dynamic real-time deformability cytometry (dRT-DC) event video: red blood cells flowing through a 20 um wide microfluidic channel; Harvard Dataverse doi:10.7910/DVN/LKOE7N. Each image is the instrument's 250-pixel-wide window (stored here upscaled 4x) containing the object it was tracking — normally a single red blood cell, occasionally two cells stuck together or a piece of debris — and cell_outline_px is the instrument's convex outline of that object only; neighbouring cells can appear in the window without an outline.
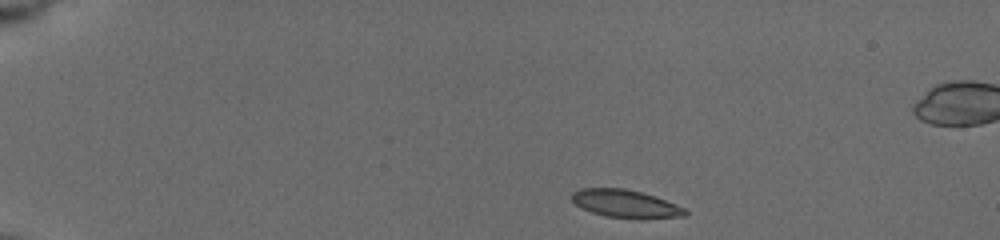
{"species": "common noctule bat (a hibernating species)", "species_latin": "Nyctalus noctula", "temperature_condition": "cold", "stored_images_in_passage": 46, "camera_frame_rate_fps": 3000, "um_per_image_px": 0.085, "animal": {"sex": "female", "body_mass_g": 19.5, "forearm_length_mm": 54.1}, "frame": {"image": 1, "passage_image": 1, "time_ms": 0.0, "image_size_px": [1000, 240], "cell_outline_px": [[688, 216], [644, 220], [636, 220], [604, 216], [592, 212], [576, 204], [568, 196], [572, 192], [580, 188], [624, 188], [656, 196], [684, 208], [688, 212]], "centroid_in_image_um": [53.2, 17.34], "position_along_channel_um": 31.8, "area_um2": 18.9}}
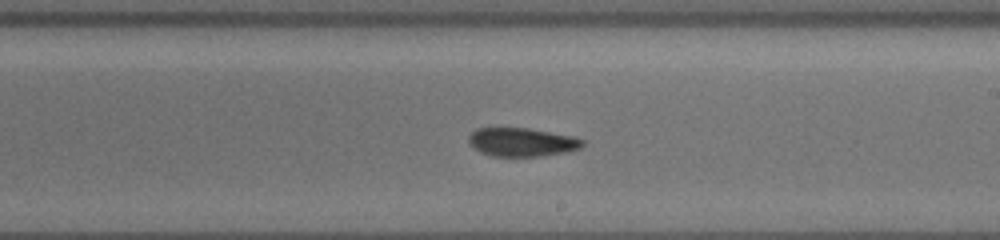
{"frame": {"image": 2, "passage_image": 25, "time_ms": 8.0, "image_size_px": [1000, 240], "cell_outline_px": [[584, 144], [580, 148], [568, 152], [540, 156], [492, 156], [480, 152], [472, 148], [468, 144], [468, 136], [476, 128], [528, 128], [572, 136], [584, 140]], "centroid_in_image_um": [44.33, 12.08], "position_along_channel_um": 244.7, "area_um2": 19.07}}
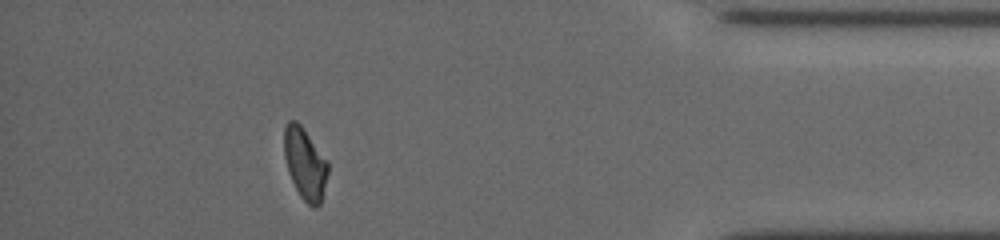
{"frame": {"image": 3, "passage_image": 41, "time_ms": 13.333, "image_size_px": [1000, 240], "cell_outline_px": [[328, 172], [320, 204], [316, 208], [312, 208], [300, 196], [288, 172], [284, 156], [284, 128], [288, 120], [296, 120], [300, 124], [328, 160]], "centroid_in_image_um": [25.92, 13.9], "position_along_channel_um": 409.3, "area_um2": 18.26}, "authors_computed_cell_mechanics": {"area_um2": 19.1029, "velocity_mm_per_s": 3.749, "shape_relaxation_time_tau1_ms": 8.3764, "shape_relaxation_time_tau2_ms": 3.9513, "deformation_change_tau1": 0.1813, "deformation_change_tau2": 0.1018}}